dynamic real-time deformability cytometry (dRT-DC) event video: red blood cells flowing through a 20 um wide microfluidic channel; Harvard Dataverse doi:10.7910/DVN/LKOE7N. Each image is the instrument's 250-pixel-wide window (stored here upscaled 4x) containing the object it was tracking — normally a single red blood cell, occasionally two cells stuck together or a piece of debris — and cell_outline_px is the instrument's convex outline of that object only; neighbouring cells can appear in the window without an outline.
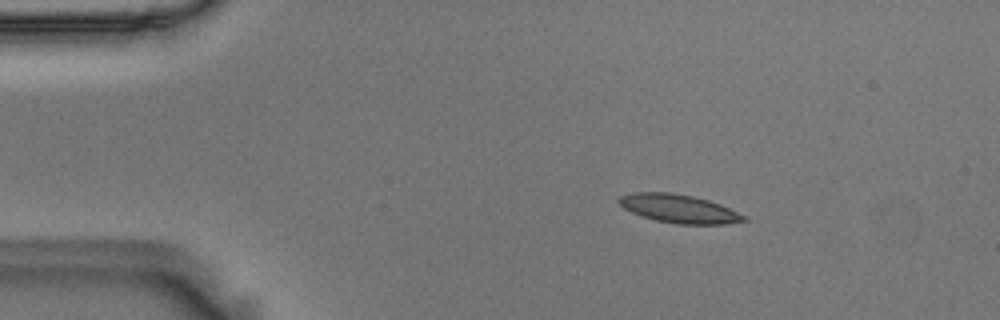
{"species": "Egyptian fruit bat (a non-hibernating species)", "species_latin": "Rousettus aegyptiacus", "temperature_condition": "room temperature", "stored_images_in_passage": 47, "camera_frame_rate_fps": 3000, "um_per_image_px": 0.085, "animal": {"sex": "male"}, "frame": {"image": 1, "passage_image": 1, "time_ms": 0.0, "image_size_px": [1000, 320], "cell_outline_px": [[748, 220], [724, 224], [676, 224], [656, 220], [640, 216], [624, 208], [616, 200], [620, 196], [632, 192], [672, 192], [692, 196], [708, 200], [720, 204], [748, 216]], "centroid_in_image_um": [57.71, 17.73], "position_along_channel_um": 27.3, "area_um2": 20.81}}
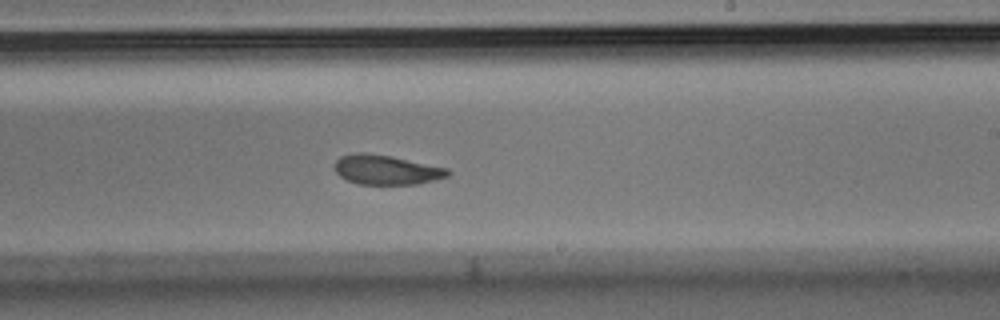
{"frame": {"image": 2, "passage_image": 25, "time_ms": 8.0, "image_size_px": [1000, 320], "cell_outline_px": [[452, 172], [448, 176], [416, 184], [360, 184], [348, 180], [340, 176], [336, 172], [336, 160], [340, 156], [356, 152], [364, 152], [392, 156], [448, 168]], "centroid_in_image_um": [32.85, 14.42], "position_along_channel_um": 256.2, "area_um2": 19.42}}
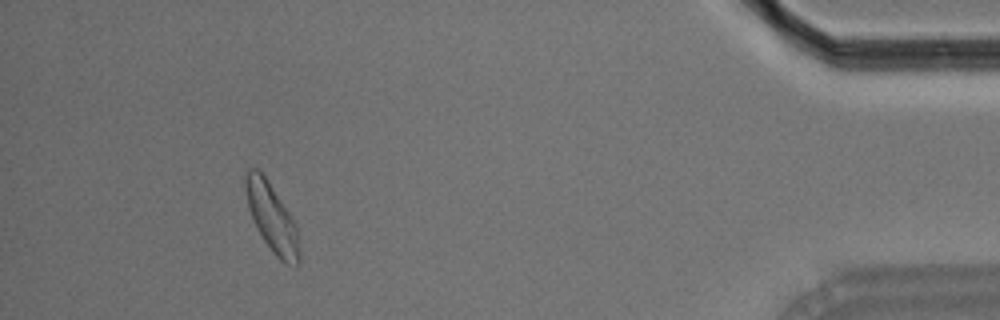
{"frame": {"image": 3, "passage_image": 43, "time_ms": 14.0, "image_size_px": [1000, 320], "cell_outline_px": [[300, 264], [296, 268], [284, 264], [272, 252], [264, 240], [248, 208], [244, 188], [244, 172], [248, 168], [256, 168], [264, 176], [296, 224], [300, 248]], "centroid_in_image_um": [23.12, 18.56], "position_along_channel_um": 412.1, "area_um2": 21.33}, "authors_computed_cell_mechanics": {"area_um2": 20.5768, "velocity_mm_per_s": 3.6013, "shape_relaxation_time_tau1_ms": 4.3073, "shape_relaxation_time_tau2_ms": 2.1976, "deformation_change_tau1": 0.1467, "deformation_change_tau2": 0.0875}}